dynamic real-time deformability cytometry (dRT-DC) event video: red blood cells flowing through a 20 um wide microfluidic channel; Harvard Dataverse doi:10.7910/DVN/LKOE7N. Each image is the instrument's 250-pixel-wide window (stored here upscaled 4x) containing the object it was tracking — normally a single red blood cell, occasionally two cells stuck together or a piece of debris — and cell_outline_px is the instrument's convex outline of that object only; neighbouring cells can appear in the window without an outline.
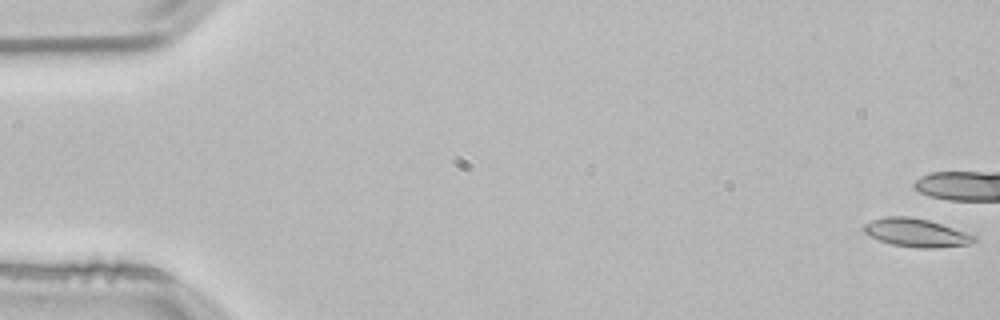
{"species": "common noctule bat (a hibernating species)", "species_latin": "Nyctalus noctula", "temperature_condition": "room temperature", "stored_images_in_passage": 8, "camera_frame_rate_fps": 3000, "um_per_image_px": 0.085, "animal": {"sex": "male", "body_mass_g": 21.5, "forearm_length_mm": 52.0}, "frame": {"image": 1, "passage_image": 1, "time_ms": 0.0, "image_size_px": [1000, 320], "cell_outline_px": [[976, 240], [968, 244], [932, 248], [920, 248], [892, 244], [880, 240], [864, 232], [864, 224], [872, 220], [884, 216], [908, 216], [928, 220], [976, 236]], "centroid_in_image_um": [77.85, 19.77], "position_along_channel_um": 7.2, "area_um2": 17.74}}